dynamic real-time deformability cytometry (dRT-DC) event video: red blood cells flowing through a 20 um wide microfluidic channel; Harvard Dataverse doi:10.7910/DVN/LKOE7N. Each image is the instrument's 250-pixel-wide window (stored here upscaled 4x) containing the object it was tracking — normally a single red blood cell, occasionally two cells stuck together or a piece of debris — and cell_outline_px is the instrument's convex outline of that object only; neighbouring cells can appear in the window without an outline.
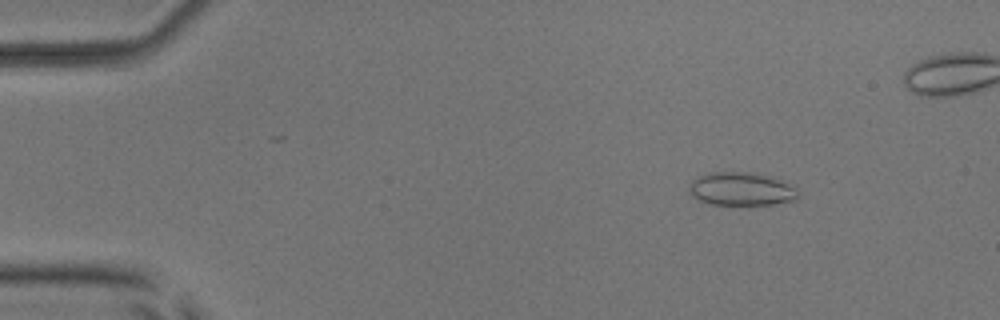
{"species": "common noctule bat (a hibernating species)", "species_latin": "Nyctalus noctula", "temperature_condition": "room temperature", "stored_images_in_passage": 51, "camera_frame_rate_fps": 3000, "um_per_image_px": 0.085, "animal": {"sex": "male", "body_mass_g": 17.9, "forearm_length_mm": 54.2}, "frame": {"image": 1, "passage_image": 8, "time_ms": 2.333, "image_size_px": [1000, 320], "cell_outline_px": [[800, 196], [796, 200], [776, 204], [748, 208], [712, 204], [700, 200], [692, 196], [688, 188], [692, 180], [696, 176], [708, 172], [756, 172], [780, 180], [796, 188]], "centroid_in_image_um": [63.02, 16.11], "position_along_channel_um": 22.0, "area_um2": 22.14}}
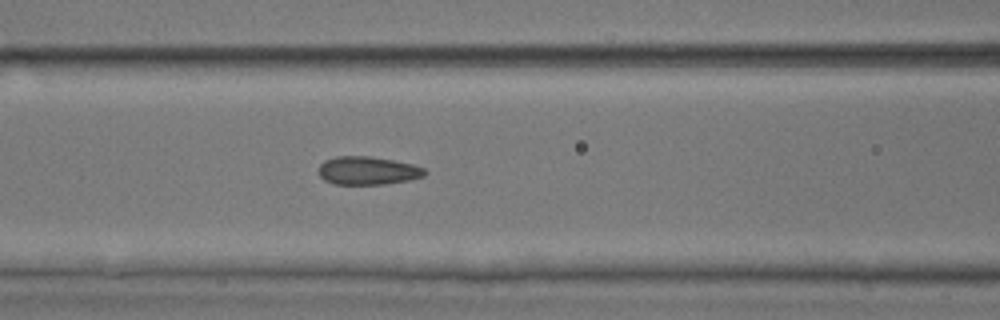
{"frame": {"image": 2, "passage_image": 24, "time_ms": 7.667, "image_size_px": [1000, 320], "cell_outline_px": [[428, 172], [424, 176], [408, 180], [384, 184], [336, 184], [324, 180], [320, 176], [320, 164], [324, 160], [336, 156], [368, 156], [392, 160], [412, 164], [424, 168]], "centroid_in_image_um": [31.26, 14.5], "position_along_channel_um": 135.3, "area_um2": 17.34}}
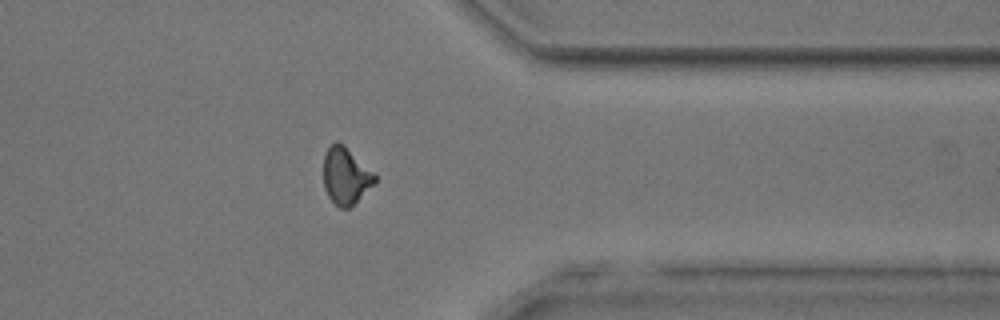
{"frame": {"image": 3, "passage_image": 44, "time_ms": 14.333, "image_size_px": [1000, 320], "cell_outline_px": [[376, 180], [348, 208], [340, 208], [328, 196], [324, 188], [324, 156], [328, 148], [336, 140], [344, 144], [376, 176]], "centroid_in_image_um": [29.34, 14.92], "position_along_channel_um": 382.1, "area_um2": 16.42}}